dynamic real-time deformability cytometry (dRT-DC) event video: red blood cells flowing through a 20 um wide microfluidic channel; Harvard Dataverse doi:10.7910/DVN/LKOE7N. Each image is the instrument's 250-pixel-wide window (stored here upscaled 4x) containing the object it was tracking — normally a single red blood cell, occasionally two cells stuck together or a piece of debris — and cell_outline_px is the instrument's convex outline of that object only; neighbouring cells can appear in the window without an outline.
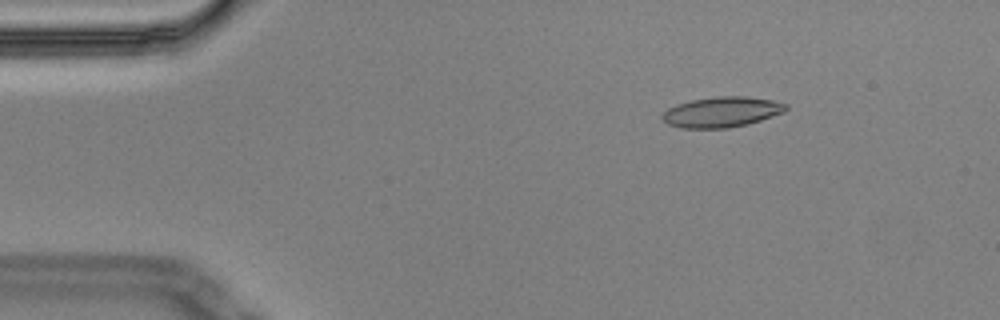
{"species": "Egyptian fruit bat (a non-hibernating species)", "species_latin": "Rousettus aegyptiacus", "temperature_condition": "cold", "stored_images_in_passage": 6, "camera_frame_rate_fps": 3000, "um_per_image_px": 0.085, "animal": {"sex": "male"}, "frame": {"image": 1, "passage_image": 3, "time_ms": 0.667, "image_size_px": [1000, 320], "cell_outline_px": [[788, 108], [784, 112], [760, 120], [728, 128], [680, 128], [668, 124], [660, 116], [668, 108], [676, 104], [692, 100], [720, 96], [744, 96], [772, 100], [788, 104]], "centroid_in_image_um": [61.33, 9.52], "position_along_channel_um": 23.7, "area_um2": 21.73}}
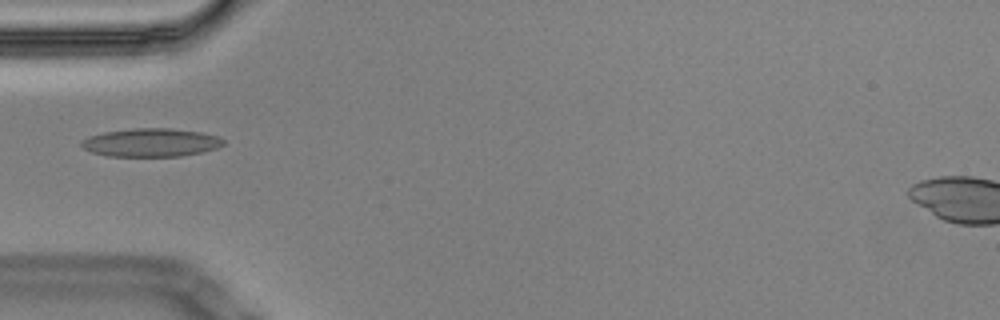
{"frame": {"image": 2, "passage_image": 6, "time_ms": 1.667, "image_size_px": [1000, 320], "cell_outline_px": [[224, 144], [216, 148], [204, 152], [180, 156], [108, 156], [92, 152], [84, 148], [80, 144], [80, 140], [88, 136], [104, 132], [132, 128], [168, 128], [200, 132], [216, 136], [224, 140]], "centroid_in_image_um": [12.81, 12.11], "position_along_channel_um": 72.2, "area_um2": 23.41}}